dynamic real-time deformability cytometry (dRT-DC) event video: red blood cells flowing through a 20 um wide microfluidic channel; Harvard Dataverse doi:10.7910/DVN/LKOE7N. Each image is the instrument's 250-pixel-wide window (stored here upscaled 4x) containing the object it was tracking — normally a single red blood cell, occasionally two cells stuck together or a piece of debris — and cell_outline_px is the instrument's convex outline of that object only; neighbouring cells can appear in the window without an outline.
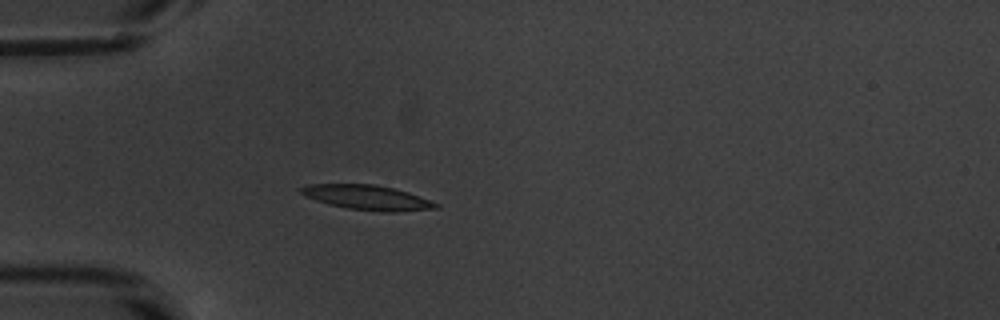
{"species": "common noctule bat (a hibernating species)", "species_latin": "Nyctalus noctula", "temperature_condition": "warm", "stored_images_in_passage": 45, "camera_frame_rate_fps": 3000, "um_per_image_px": 0.085, "animal": {"sex": "male", "body_mass_g": 20.1, "forearm_length_mm": 53.5}, "frame": {"image": 1, "passage_image": 16, "time_ms": 5.0, "image_size_px": [1000, 320], "cell_outline_px": [[440, 208], [396, 212], [388, 212], [348, 208], [316, 200], [304, 196], [296, 188], [308, 184], [376, 184], [408, 192], [440, 204]], "centroid_in_image_um": [31.21, 16.78], "position_along_channel_um": 53.8, "area_um2": 19.36}}